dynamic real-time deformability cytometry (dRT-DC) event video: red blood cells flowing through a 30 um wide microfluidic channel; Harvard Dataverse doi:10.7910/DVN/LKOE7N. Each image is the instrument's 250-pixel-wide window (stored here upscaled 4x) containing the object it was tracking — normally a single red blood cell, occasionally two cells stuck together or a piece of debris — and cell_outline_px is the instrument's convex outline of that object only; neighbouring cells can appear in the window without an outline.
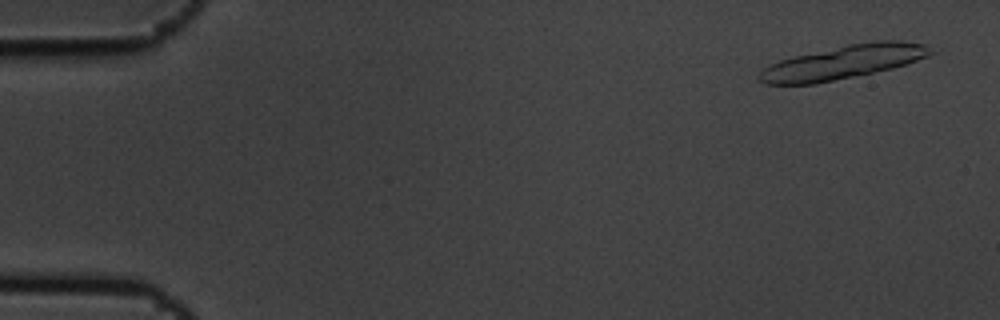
{"species": "common noctule bat (a hibernating species)", "species_latin": "Nyctalus noctula", "temperature_condition": "cold", "stored_images_in_passage": 5, "camera_frame_rate_fps": 3000, "um_per_image_px": 0.085, "animal": {"sex": "male", "body_mass_g": 19.5, "forearm_length_mm": 54.6}, "frame": {"image": 1, "passage_image": 1, "time_ms": 0.0, "image_size_px": [1000, 320], "cell_outline_px": [[936, 52], [928, 56], [892, 68], [816, 84], [764, 84], [756, 76], [768, 64], [780, 60], [796, 56], [848, 44], [872, 40], [900, 40], [928, 44]], "centroid_in_image_um": [71.71, 5.27], "position_along_channel_um": 13.3, "area_um2": 33.58}}